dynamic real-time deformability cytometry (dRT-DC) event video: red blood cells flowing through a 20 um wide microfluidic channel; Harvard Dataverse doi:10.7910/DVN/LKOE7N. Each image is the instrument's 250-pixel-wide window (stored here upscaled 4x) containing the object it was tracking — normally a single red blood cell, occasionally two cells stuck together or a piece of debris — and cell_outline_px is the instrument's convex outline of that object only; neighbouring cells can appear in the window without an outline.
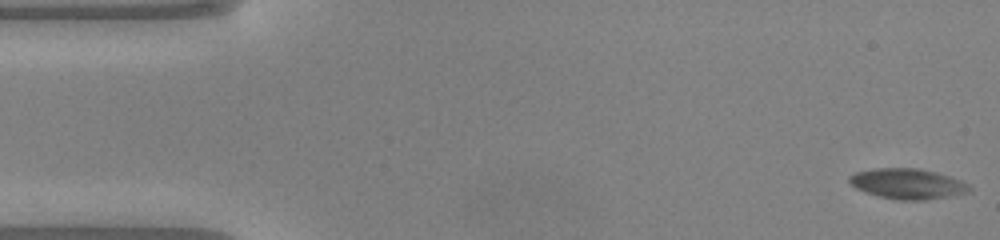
{"species": "common noctule bat (a hibernating species)", "species_latin": "Nyctalus noctula", "temperature_condition": "warm", "stored_images_in_passage": 49, "camera_frame_rate_fps": 3000, "um_per_image_px": 0.085, "animal": {"sex": "male", "body_mass_g": 20.0, "forearm_length_mm": 53.3}, "frame": {"image": 1, "passage_image": 1, "time_ms": 0.0, "image_size_px": [1000, 240], "cell_outline_px": [[972, 192], [924, 200], [896, 200], [880, 196], [856, 188], [848, 180], [848, 176], [856, 172], [872, 168], [920, 168], [936, 172], [960, 180], [968, 184], [972, 188]], "centroid_in_image_um": [77.16, 15.61], "position_along_channel_um": 7.8, "area_um2": 21.21}}
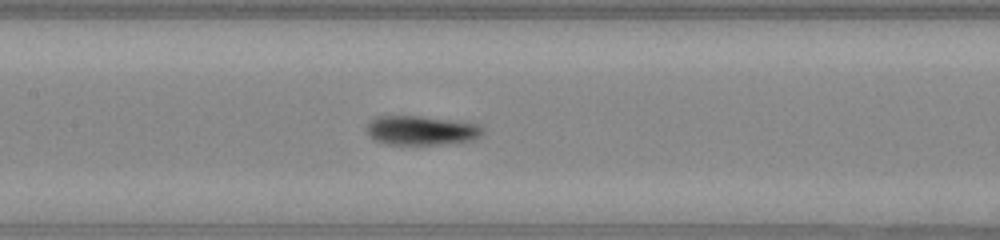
{"frame": {"image": 2, "passage_image": 22, "time_ms": 7.0, "image_size_px": [1000, 240], "cell_outline_px": [[484, 132], [480, 136], [472, 140], [440, 144], [388, 144], [376, 140], [364, 128], [376, 116], [420, 116], [476, 124], [484, 128]], "centroid_in_image_um": [35.8, 11.08], "position_along_channel_um": 171.6, "area_um2": 19.42}}
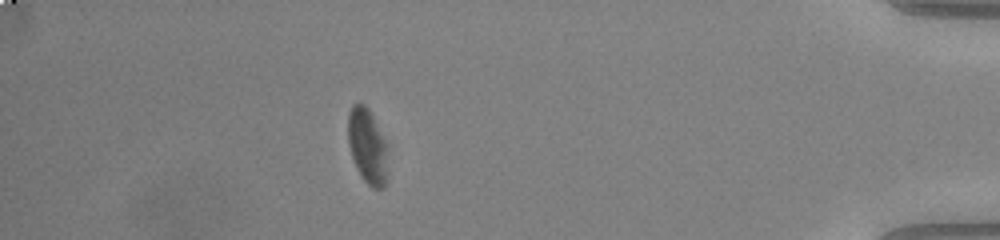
{"frame": {"image": 3, "passage_image": 43, "time_ms": 14.0, "image_size_px": [1000, 240], "cell_outline_px": [[388, 180], [384, 188], [372, 188], [364, 180], [356, 168], [348, 144], [348, 112], [352, 104], [364, 104], [368, 108], [388, 148]], "centroid_in_image_um": [31.25, 12.47], "position_along_channel_um": 404.0, "area_um2": 17.63}, "authors_computed_cell_mechanics": {"area_um2": 19.4208, "velocity_mm_per_s": 4.085, "shape_relaxation_time_tau1_ms": 2.4911, "shape_relaxation_time_tau2_ms": 1.696, "deformation_change_tau1": 0.1434, "deformation_change_tau2": 0.0808}}